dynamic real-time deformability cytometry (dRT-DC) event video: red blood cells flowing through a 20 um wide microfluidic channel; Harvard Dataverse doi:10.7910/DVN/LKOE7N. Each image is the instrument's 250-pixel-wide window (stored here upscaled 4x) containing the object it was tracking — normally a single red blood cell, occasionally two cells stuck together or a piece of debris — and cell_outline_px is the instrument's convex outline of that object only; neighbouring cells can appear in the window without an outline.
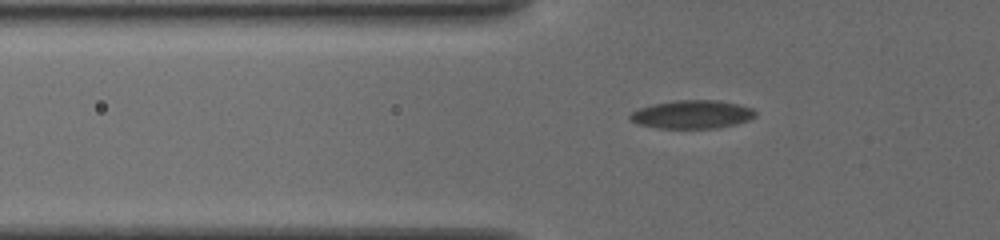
{"species": "common noctule bat (a hibernating species)", "species_latin": "Nyctalus noctula", "temperature_condition": "cold", "stored_images_in_passage": 39, "camera_frame_rate_fps": 3000, "um_per_image_px": 0.085, "animal": {"sex": "female", "body_mass_g": 19.5, "forearm_length_mm": 54.1}, "frame": {"image": 1, "passage_image": 5, "time_ms": 1.333, "image_size_px": [1000, 240], "cell_outline_px": [[756, 112], [748, 120], [716, 128], [660, 128], [640, 124], [632, 120], [628, 116], [632, 112], [656, 104], [684, 100], [708, 100], [732, 104], [752, 108]], "centroid_in_image_um": [58.81, 9.74], "position_along_channel_um": 67.0, "area_um2": 19.65}}
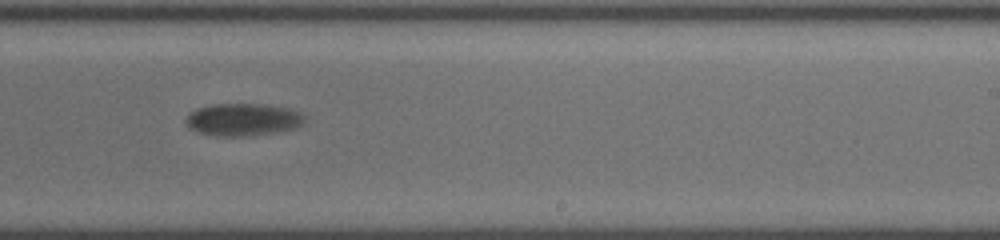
{"frame": {"image": 2, "passage_image": 22, "time_ms": 7.0, "image_size_px": [1000, 240], "cell_outline_px": [[300, 120], [292, 128], [252, 136], [212, 136], [200, 132], [192, 128], [188, 124], [188, 116], [192, 112], [200, 108], [216, 104], [252, 104], [280, 108], [292, 112], [300, 116]], "centroid_in_image_um": [20.5, 10.19], "position_along_channel_um": 268.5, "area_um2": 20.87}}
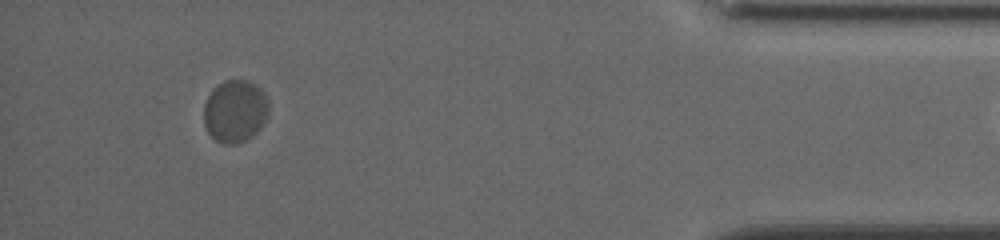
{"frame": {"image": 3, "passage_image": 38, "time_ms": 12.333, "image_size_px": [1000, 240], "cell_outline_px": [[268, 108], [264, 120], [260, 128], [252, 136], [236, 144], [224, 144], [216, 140], [208, 132], [204, 124], [204, 104], [208, 96], [224, 80], [248, 80], [260, 88], [268, 104]], "centroid_in_image_um": [19.96, 9.46], "position_along_channel_um": 415.2, "area_um2": 23.18}}